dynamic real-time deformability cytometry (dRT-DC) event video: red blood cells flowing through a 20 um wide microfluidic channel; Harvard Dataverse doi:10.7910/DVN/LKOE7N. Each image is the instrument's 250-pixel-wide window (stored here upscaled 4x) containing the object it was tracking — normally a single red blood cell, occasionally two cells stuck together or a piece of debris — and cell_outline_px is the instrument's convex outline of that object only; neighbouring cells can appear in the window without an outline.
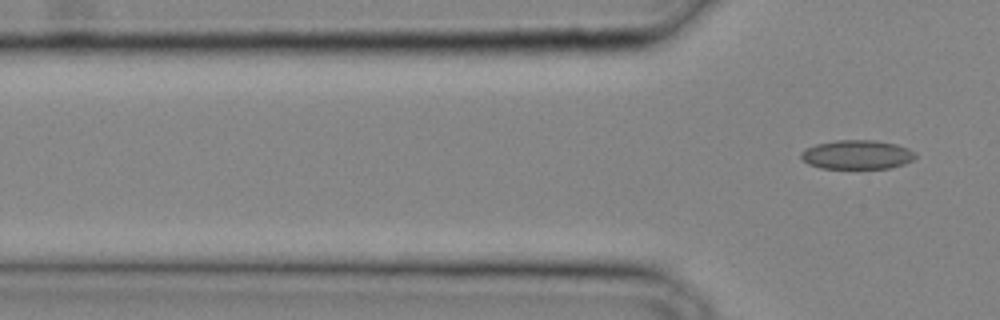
{"species": "common noctule bat (a hibernating species)", "species_latin": "Nyctalus noctula", "temperature_condition": "cold", "stored_images_in_passage": 4, "camera_frame_rate_fps": 3000, "um_per_image_px": 0.085, "animal": {"sex": "male", "body_mass_g": 20.4}, "frame": {"image": 1, "passage_image": 4, "time_ms": 1.0, "image_size_px": [1000, 320], "cell_outline_px": [[916, 156], [912, 160], [904, 164], [892, 168], [820, 168], [808, 164], [800, 156], [800, 152], [816, 144], [840, 140], [872, 140], [896, 144], [908, 148]], "centroid_in_image_um": [72.84, 13.15], "position_along_channel_um": 53.0, "area_um2": 19.19}}